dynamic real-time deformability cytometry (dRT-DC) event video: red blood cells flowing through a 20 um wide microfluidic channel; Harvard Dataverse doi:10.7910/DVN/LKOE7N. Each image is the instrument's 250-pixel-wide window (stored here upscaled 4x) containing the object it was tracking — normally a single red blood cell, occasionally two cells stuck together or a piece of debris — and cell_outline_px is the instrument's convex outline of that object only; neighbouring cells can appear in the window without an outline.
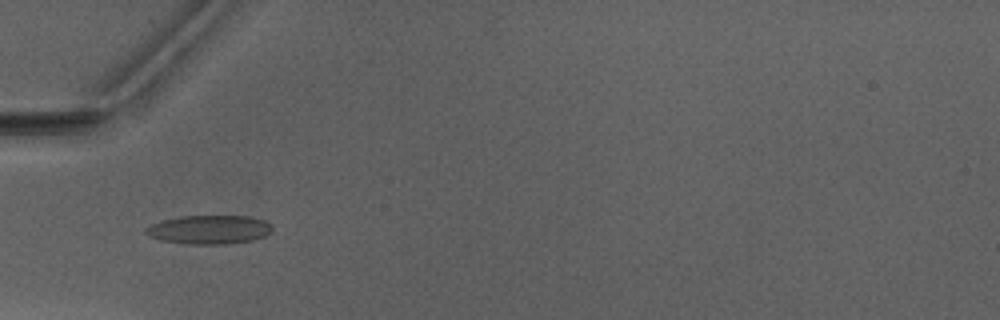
{"species": "Egyptian fruit bat (a non-hibernating species)", "species_latin": "Rousettus aegyptiacus", "temperature_condition": "warm", "stored_images_in_passage": 4, "camera_frame_rate_fps": 3000, "um_per_image_px": 0.085, "animal": {"sex": "male"}, "frame": {"image": 1, "passage_image": 4, "time_ms": 4.333, "image_size_px": [1000, 320], "cell_outline_px": [[272, 232], [264, 236], [252, 240], [228, 244], [184, 244], [160, 240], [148, 236], [144, 232], [144, 228], [152, 224], [164, 220], [180, 216], [252, 216], [264, 220], [272, 228]], "centroid_in_image_um": [17.76, 19.52], "position_along_channel_um": 67.2, "area_um2": 21.33}}